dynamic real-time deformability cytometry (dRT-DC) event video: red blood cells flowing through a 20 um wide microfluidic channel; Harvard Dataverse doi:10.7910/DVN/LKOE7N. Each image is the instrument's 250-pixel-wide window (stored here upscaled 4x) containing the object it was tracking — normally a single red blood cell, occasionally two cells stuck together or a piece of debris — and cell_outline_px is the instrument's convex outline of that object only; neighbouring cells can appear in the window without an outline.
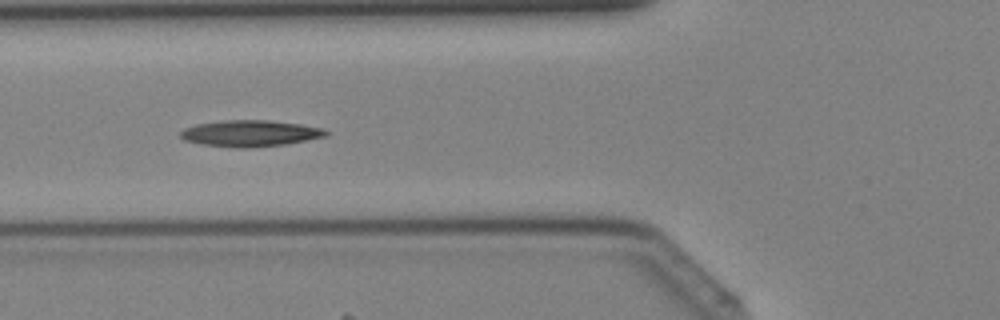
{"species": "Egyptian fruit bat (a non-hibernating species)", "species_latin": "Rousettus aegyptiacus", "temperature_condition": "cold", "stored_images_in_passage": 31, "camera_frame_rate_fps": 3000, "um_per_image_px": 0.085, "animal": {"sex": "female"}, "frame": {"image": 1, "passage_image": 5, "time_ms": 1.333, "image_size_px": [1000, 320], "cell_outline_px": [[328, 136], [284, 144], [244, 148], [236, 148], [200, 144], [184, 140], [180, 136], [180, 132], [184, 128], [196, 124], [228, 120], [268, 120], [300, 124], [324, 128], [328, 132]], "centroid_in_image_um": [21.26, 11.33], "position_along_channel_um": 104.5, "area_um2": 22.25}}
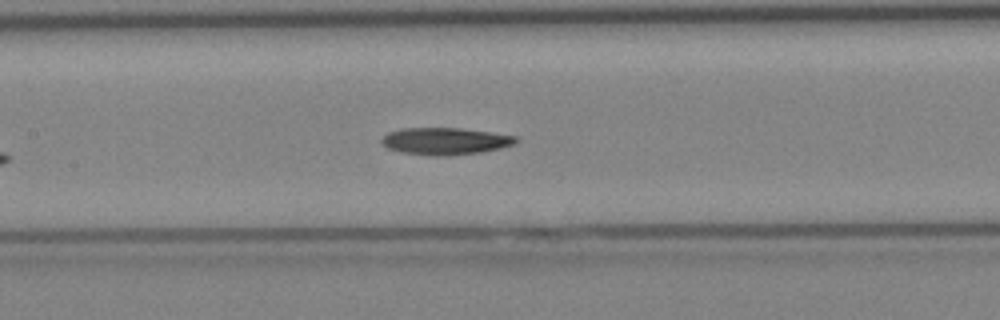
{"frame": {"image": 2, "passage_image": 9, "time_ms": 2.667, "image_size_px": [1000, 320], "cell_outline_px": [[520, 140], [516, 144], [500, 148], [480, 152], [448, 156], [436, 156], [400, 152], [388, 148], [380, 144], [380, 140], [388, 132], [400, 128], [460, 128], [492, 132], [516, 136]], "centroid_in_image_um": [37.84, 11.99], "position_along_channel_um": 169.6, "area_um2": 21.39}}
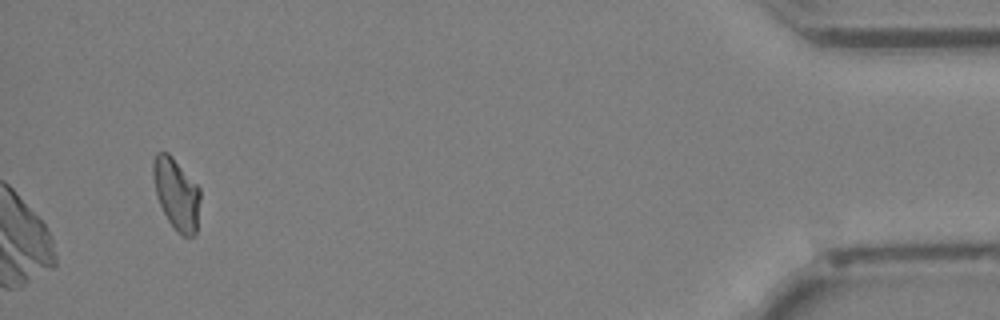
{"frame": {"image": 3, "passage_image": 29, "time_ms": 9.333, "image_size_px": [1000, 320], "cell_outline_px": [[200, 200], [196, 232], [192, 236], [184, 236], [176, 232], [168, 220], [156, 196], [152, 176], [152, 160], [156, 152], [168, 152], [172, 156], [200, 188]], "centroid_in_image_um": [14.98, 16.46], "position_along_channel_um": 420.2, "area_um2": 19.71}}